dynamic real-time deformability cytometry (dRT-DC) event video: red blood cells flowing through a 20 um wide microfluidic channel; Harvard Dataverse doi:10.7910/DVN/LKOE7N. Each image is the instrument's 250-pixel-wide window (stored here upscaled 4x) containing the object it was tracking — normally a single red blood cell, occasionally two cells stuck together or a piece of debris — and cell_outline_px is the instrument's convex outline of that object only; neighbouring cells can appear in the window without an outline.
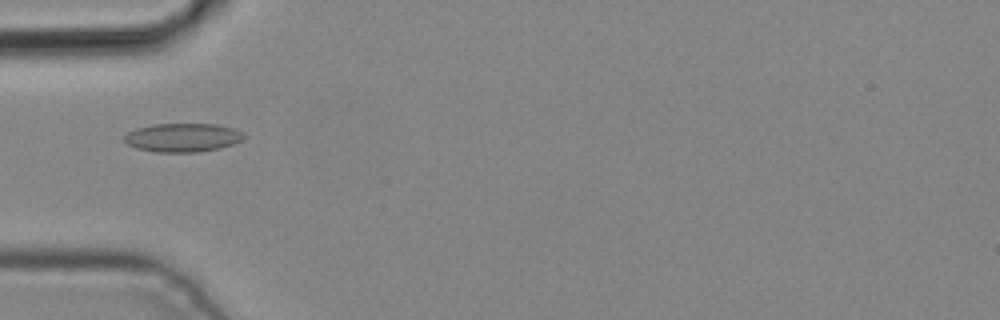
{"species": "common noctule bat (a hibernating species)", "species_latin": "Nyctalus noctula", "temperature_condition": "cold", "stored_images_in_passage": 2, "camera_frame_rate_fps": 3000, "um_per_image_px": 0.085, "animal": {"sex": "male", "body_mass_g": 19.2, "forearm_length_mm": 51.8}, "frame": {"image": 1, "passage_image": 2, "time_ms": 0.333, "image_size_px": [1000, 320], "cell_outline_px": [[244, 140], [220, 148], [200, 152], [156, 152], [136, 148], [128, 144], [124, 140], [124, 136], [128, 132], [136, 128], [152, 124], [216, 124], [232, 128], [244, 132]], "centroid_in_image_um": [15.54, 11.69], "position_along_channel_um": 69.5, "area_um2": 20.06}}